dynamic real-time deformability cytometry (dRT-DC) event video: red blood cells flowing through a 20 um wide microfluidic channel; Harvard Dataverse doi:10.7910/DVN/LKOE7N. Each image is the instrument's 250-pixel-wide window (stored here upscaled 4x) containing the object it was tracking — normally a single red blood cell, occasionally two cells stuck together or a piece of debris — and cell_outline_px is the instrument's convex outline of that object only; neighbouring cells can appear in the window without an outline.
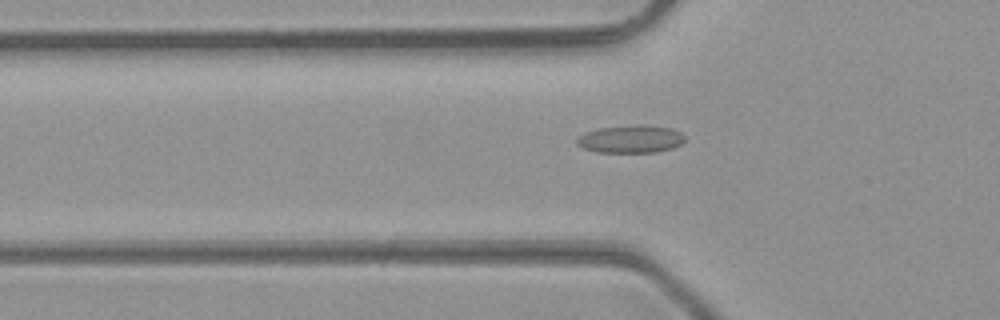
{"species": "common noctule bat (a hibernating species)", "species_latin": "Nyctalus noctula", "temperature_condition": "room temperature", "stored_images_in_passage": 49, "camera_frame_rate_fps": 3000, "um_per_image_px": 0.085, "animal": {"sex": "male", "body_mass_g": 23.1, "forearm_length_mm": 52.7}, "frame": {"image": 1, "passage_image": 17, "time_ms": 5.333, "image_size_px": [1000, 320], "cell_outline_px": [[684, 140], [680, 144], [672, 148], [656, 152], [596, 152], [584, 148], [576, 144], [576, 140], [584, 132], [600, 128], [636, 124], [648, 124], [672, 128], [680, 132], [684, 136]], "centroid_in_image_um": [53.62, 11.8], "position_along_channel_um": 72.2, "area_um2": 17.57}}
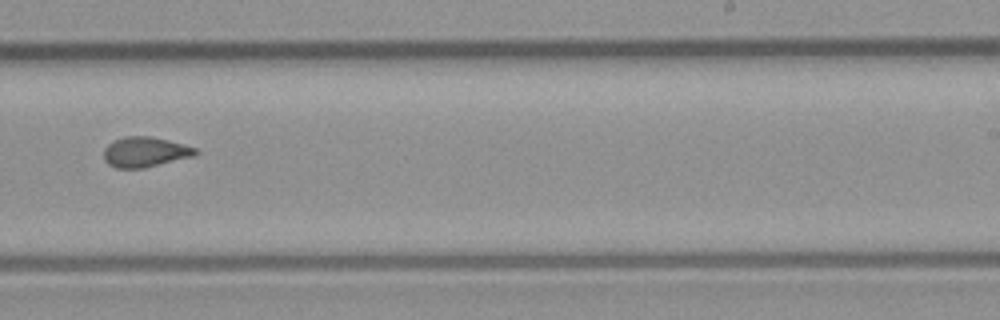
{"frame": {"image": 2, "passage_image": 31, "time_ms": 10.0, "image_size_px": [1000, 320], "cell_outline_px": [[200, 152], [196, 156], [144, 168], [116, 168], [108, 164], [104, 160], [104, 148], [112, 140], [124, 136], [148, 136], [168, 140], [196, 148]], "centroid_in_image_um": [12.33, 12.92], "position_along_channel_um": 276.7, "area_um2": 16.3}}
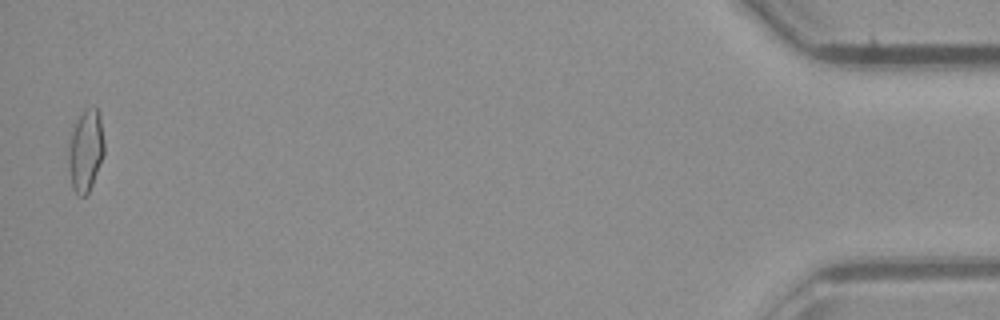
{"frame": {"image": 3, "passage_image": 48, "time_ms": 15.667, "image_size_px": [1000, 320], "cell_outline_px": [[104, 152], [92, 184], [88, 192], [84, 196], [80, 196], [72, 188], [68, 168], [68, 148], [72, 132], [76, 120], [84, 108], [96, 108], [100, 116], [104, 140]], "centroid_in_image_um": [7.27, 12.79], "position_along_channel_um": 427.9, "area_um2": 16.94}, "authors_computed_cell_mechanics": {"area_um2": 16.4152, "velocity_mm_per_s": 4.3576, "shape_relaxation_time_tau1_ms": null, "shape_relaxation_time_tau2_ms": 1.5691, "deformation_change_tau1": null, "deformation_change_tau2": 0.083}}